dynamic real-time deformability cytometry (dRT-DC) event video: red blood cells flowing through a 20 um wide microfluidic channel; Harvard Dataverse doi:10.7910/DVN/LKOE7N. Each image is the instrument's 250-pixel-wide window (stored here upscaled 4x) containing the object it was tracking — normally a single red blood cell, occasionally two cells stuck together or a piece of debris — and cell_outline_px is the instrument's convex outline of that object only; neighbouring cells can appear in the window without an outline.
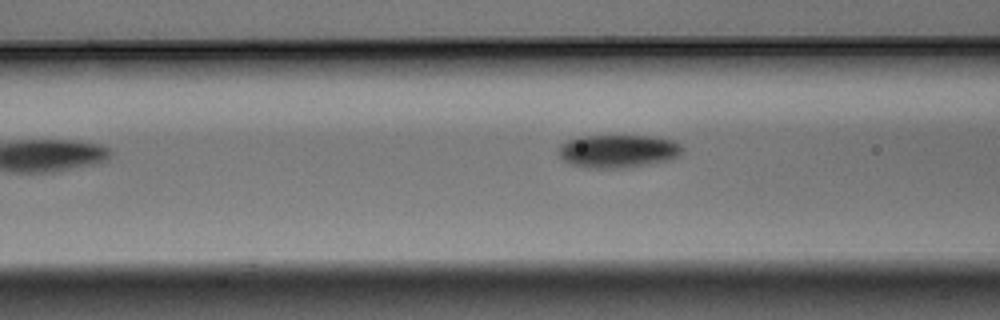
{"species": "Egyptian fruit bat (a non-hibernating species)", "species_latin": "Rousettus aegyptiacus", "temperature_condition": "warm", "stored_images_in_passage": 4, "camera_frame_rate_fps": 3000, "um_per_image_px": 0.085, "animal": {"sex": "male"}, "frame": {"image": 1, "passage_image": 4, "time_ms": 1.0, "image_size_px": [1000, 320], "cell_outline_px": [[684, 148], [680, 156], [672, 160], [652, 164], [624, 168], [588, 168], [572, 164], [564, 160], [556, 152], [556, 148], [560, 144], [568, 140], [580, 136], [648, 136], [672, 140], [680, 144]], "centroid_in_image_um": [52.54, 12.85], "position_along_channel_um": 114.1, "area_um2": 24.22}}